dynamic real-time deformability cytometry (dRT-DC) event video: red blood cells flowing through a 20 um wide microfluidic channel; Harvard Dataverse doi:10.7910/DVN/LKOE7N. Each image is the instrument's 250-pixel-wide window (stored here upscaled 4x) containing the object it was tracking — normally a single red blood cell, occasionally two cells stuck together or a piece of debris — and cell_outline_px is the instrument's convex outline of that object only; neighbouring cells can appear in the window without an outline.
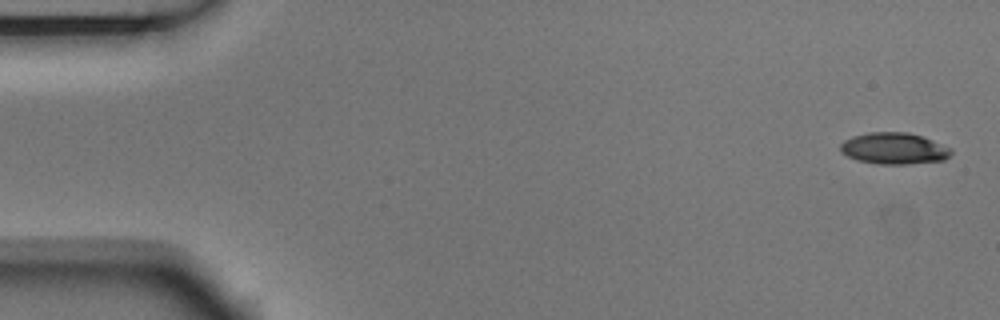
{"species": "Egyptian fruit bat (a non-hibernating species)", "species_latin": "Rousettus aegyptiacus", "temperature_condition": "room temperature", "stored_images_in_passage": 6, "segment_of_instrument_passage": [1, 2], "camera_frame_rate_fps": 3000, "um_per_image_px": 0.085, "animal": {"sex": "male"}, "frame": {"image": 1, "passage_image": 1, "time_ms": 0.0, "image_size_px": [1000, 320], "cell_outline_px": [[952, 152], [944, 160], [908, 164], [880, 164], [856, 160], [840, 152], [840, 144], [844, 140], [852, 136], [868, 132], [908, 132], [924, 136], [952, 148]], "centroid_in_image_um": [75.99, 12.61], "position_along_channel_um": 9.0, "area_um2": 20.52}}